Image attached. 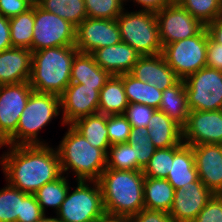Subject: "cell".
I'll use <instances>...</instances> for the list:
<instances>
[{"label":"cell","mask_w":222,"mask_h":222,"mask_svg":"<svg viewBox=\"0 0 222 222\" xmlns=\"http://www.w3.org/2000/svg\"><path fill=\"white\" fill-rule=\"evenodd\" d=\"M209 36L217 43L222 44V15L210 22L207 26Z\"/></svg>","instance_id":"obj_47"},{"label":"cell","mask_w":222,"mask_h":222,"mask_svg":"<svg viewBox=\"0 0 222 222\" xmlns=\"http://www.w3.org/2000/svg\"><path fill=\"white\" fill-rule=\"evenodd\" d=\"M43 215L35 195L22 192L21 216H18L17 222H35Z\"/></svg>","instance_id":"obj_41"},{"label":"cell","mask_w":222,"mask_h":222,"mask_svg":"<svg viewBox=\"0 0 222 222\" xmlns=\"http://www.w3.org/2000/svg\"><path fill=\"white\" fill-rule=\"evenodd\" d=\"M124 2L129 0H123ZM174 0H133V2L137 3L138 6L141 4L143 11H151V12H157L162 10L167 5H170Z\"/></svg>","instance_id":"obj_46"},{"label":"cell","mask_w":222,"mask_h":222,"mask_svg":"<svg viewBox=\"0 0 222 222\" xmlns=\"http://www.w3.org/2000/svg\"><path fill=\"white\" fill-rule=\"evenodd\" d=\"M177 2L205 26L222 15V0H177Z\"/></svg>","instance_id":"obj_32"},{"label":"cell","mask_w":222,"mask_h":222,"mask_svg":"<svg viewBox=\"0 0 222 222\" xmlns=\"http://www.w3.org/2000/svg\"><path fill=\"white\" fill-rule=\"evenodd\" d=\"M33 29L32 52L75 44L76 27L40 6H34Z\"/></svg>","instance_id":"obj_10"},{"label":"cell","mask_w":222,"mask_h":222,"mask_svg":"<svg viewBox=\"0 0 222 222\" xmlns=\"http://www.w3.org/2000/svg\"><path fill=\"white\" fill-rule=\"evenodd\" d=\"M199 179L213 194H222V144L193 145Z\"/></svg>","instance_id":"obj_17"},{"label":"cell","mask_w":222,"mask_h":222,"mask_svg":"<svg viewBox=\"0 0 222 222\" xmlns=\"http://www.w3.org/2000/svg\"><path fill=\"white\" fill-rule=\"evenodd\" d=\"M60 111L59 96L33 90L20 115L16 132L5 142L6 145H48L38 139V133Z\"/></svg>","instance_id":"obj_5"},{"label":"cell","mask_w":222,"mask_h":222,"mask_svg":"<svg viewBox=\"0 0 222 222\" xmlns=\"http://www.w3.org/2000/svg\"><path fill=\"white\" fill-rule=\"evenodd\" d=\"M106 128L110 145L128 142L132 127L124 114L107 115Z\"/></svg>","instance_id":"obj_38"},{"label":"cell","mask_w":222,"mask_h":222,"mask_svg":"<svg viewBox=\"0 0 222 222\" xmlns=\"http://www.w3.org/2000/svg\"><path fill=\"white\" fill-rule=\"evenodd\" d=\"M70 189L56 213L61 222H97L106 216L98 181L77 180L75 190Z\"/></svg>","instance_id":"obj_7"},{"label":"cell","mask_w":222,"mask_h":222,"mask_svg":"<svg viewBox=\"0 0 222 222\" xmlns=\"http://www.w3.org/2000/svg\"><path fill=\"white\" fill-rule=\"evenodd\" d=\"M148 128V135L156 149L170 148L183 143L182 127L158 109L149 120Z\"/></svg>","instance_id":"obj_22"},{"label":"cell","mask_w":222,"mask_h":222,"mask_svg":"<svg viewBox=\"0 0 222 222\" xmlns=\"http://www.w3.org/2000/svg\"><path fill=\"white\" fill-rule=\"evenodd\" d=\"M25 1L28 2L33 7V6H39L42 0H25Z\"/></svg>","instance_id":"obj_50"},{"label":"cell","mask_w":222,"mask_h":222,"mask_svg":"<svg viewBox=\"0 0 222 222\" xmlns=\"http://www.w3.org/2000/svg\"><path fill=\"white\" fill-rule=\"evenodd\" d=\"M208 31L163 46L162 55L180 80L207 66Z\"/></svg>","instance_id":"obj_8"},{"label":"cell","mask_w":222,"mask_h":222,"mask_svg":"<svg viewBox=\"0 0 222 222\" xmlns=\"http://www.w3.org/2000/svg\"><path fill=\"white\" fill-rule=\"evenodd\" d=\"M182 139L190 146L222 144V110L190 111Z\"/></svg>","instance_id":"obj_14"},{"label":"cell","mask_w":222,"mask_h":222,"mask_svg":"<svg viewBox=\"0 0 222 222\" xmlns=\"http://www.w3.org/2000/svg\"><path fill=\"white\" fill-rule=\"evenodd\" d=\"M56 148L62 173L70 169L76 180L97 181L106 169V154L92 146L71 125Z\"/></svg>","instance_id":"obj_4"},{"label":"cell","mask_w":222,"mask_h":222,"mask_svg":"<svg viewBox=\"0 0 222 222\" xmlns=\"http://www.w3.org/2000/svg\"><path fill=\"white\" fill-rule=\"evenodd\" d=\"M129 222H173L169 213L164 211L142 209L128 219Z\"/></svg>","instance_id":"obj_43"},{"label":"cell","mask_w":222,"mask_h":222,"mask_svg":"<svg viewBox=\"0 0 222 222\" xmlns=\"http://www.w3.org/2000/svg\"><path fill=\"white\" fill-rule=\"evenodd\" d=\"M75 46L45 48L32 52L29 84L34 91L61 96L70 84Z\"/></svg>","instance_id":"obj_3"},{"label":"cell","mask_w":222,"mask_h":222,"mask_svg":"<svg viewBox=\"0 0 222 222\" xmlns=\"http://www.w3.org/2000/svg\"><path fill=\"white\" fill-rule=\"evenodd\" d=\"M142 171L106 168L97 180L106 216L129 219L144 209Z\"/></svg>","instance_id":"obj_2"},{"label":"cell","mask_w":222,"mask_h":222,"mask_svg":"<svg viewBox=\"0 0 222 222\" xmlns=\"http://www.w3.org/2000/svg\"><path fill=\"white\" fill-rule=\"evenodd\" d=\"M193 222H222V194H213Z\"/></svg>","instance_id":"obj_40"},{"label":"cell","mask_w":222,"mask_h":222,"mask_svg":"<svg viewBox=\"0 0 222 222\" xmlns=\"http://www.w3.org/2000/svg\"><path fill=\"white\" fill-rule=\"evenodd\" d=\"M192 146L182 143L173 147V163L166 180L174 187L181 188L198 179Z\"/></svg>","instance_id":"obj_23"},{"label":"cell","mask_w":222,"mask_h":222,"mask_svg":"<svg viewBox=\"0 0 222 222\" xmlns=\"http://www.w3.org/2000/svg\"><path fill=\"white\" fill-rule=\"evenodd\" d=\"M173 163V147L156 149L142 170L145 177L166 179Z\"/></svg>","instance_id":"obj_36"},{"label":"cell","mask_w":222,"mask_h":222,"mask_svg":"<svg viewBox=\"0 0 222 222\" xmlns=\"http://www.w3.org/2000/svg\"><path fill=\"white\" fill-rule=\"evenodd\" d=\"M207 67L222 71V44L215 42L208 34Z\"/></svg>","instance_id":"obj_44"},{"label":"cell","mask_w":222,"mask_h":222,"mask_svg":"<svg viewBox=\"0 0 222 222\" xmlns=\"http://www.w3.org/2000/svg\"><path fill=\"white\" fill-rule=\"evenodd\" d=\"M87 18L117 19L125 8L123 0H84Z\"/></svg>","instance_id":"obj_37"},{"label":"cell","mask_w":222,"mask_h":222,"mask_svg":"<svg viewBox=\"0 0 222 222\" xmlns=\"http://www.w3.org/2000/svg\"><path fill=\"white\" fill-rule=\"evenodd\" d=\"M12 48L9 18L0 14V52Z\"/></svg>","instance_id":"obj_45"},{"label":"cell","mask_w":222,"mask_h":222,"mask_svg":"<svg viewBox=\"0 0 222 222\" xmlns=\"http://www.w3.org/2000/svg\"><path fill=\"white\" fill-rule=\"evenodd\" d=\"M32 91L29 82L0 85V138L4 142L16 132Z\"/></svg>","instance_id":"obj_13"},{"label":"cell","mask_w":222,"mask_h":222,"mask_svg":"<svg viewBox=\"0 0 222 222\" xmlns=\"http://www.w3.org/2000/svg\"><path fill=\"white\" fill-rule=\"evenodd\" d=\"M21 209L22 191L7 183L0 190V222H17Z\"/></svg>","instance_id":"obj_35"},{"label":"cell","mask_w":222,"mask_h":222,"mask_svg":"<svg viewBox=\"0 0 222 222\" xmlns=\"http://www.w3.org/2000/svg\"><path fill=\"white\" fill-rule=\"evenodd\" d=\"M66 178H68V176L64 177V174H62L59 178L46 183L34 193L44 214L46 210L45 207L54 208L56 213L60 209L70 187L69 180Z\"/></svg>","instance_id":"obj_31"},{"label":"cell","mask_w":222,"mask_h":222,"mask_svg":"<svg viewBox=\"0 0 222 222\" xmlns=\"http://www.w3.org/2000/svg\"><path fill=\"white\" fill-rule=\"evenodd\" d=\"M155 110V108L144 104L129 103L124 115L127 117L131 127L148 128L149 120Z\"/></svg>","instance_id":"obj_39"},{"label":"cell","mask_w":222,"mask_h":222,"mask_svg":"<svg viewBox=\"0 0 222 222\" xmlns=\"http://www.w3.org/2000/svg\"><path fill=\"white\" fill-rule=\"evenodd\" d=\"M174 192V187L166 179L145 177L144 208L169 213L174 202Z\"/></svg>","instance_id":"obj_25"},{"label":"cell","mask_w":222,"mask_h":222,"mask_svg":"<svg viewBox=\"0 0 222 222\" xmlns=\"http://www.w3.org/2000/svg\"><path fill=\"white\" fill-rule=\"evenodd\" d=\"M124 11L116 19L122 42L129 44L141 56L162 53L155 12Z\"/></svg>","instance_id":"obj_6"},{"label":"cell","mask_w":222,"mask_h":222,"mask_svg":"<svg viewBox=\"0 0 222 222\" xmlns=\"http://www.w3.org/2000/svg\"><path fill=\"white\" fill-rule=\"evenodd\" d=\"M106 168L138 171L137 158H134V148L128 142L110 145L106 155Z\"/></svg>","instance_id":"obj_34"},{"label":"cell","mask_w":222,"mask_h":222,"mask_svg":"<svg viewBox=\"0 0 222 222\" xmlns=\"http://www.w3.org/2000/svg\"><path fill=\"white\" fill-rule=\"evenodd\" d=\"M112 75L103 70L89 53L78 52L72 62L70 83L85 84L100 90Z\"/></svg>","instance_id":"obj_21"},{"label":"cell","mask_w":222,"mask_h":222,"mask_svg":"<svg viewBox=\"0 0 222 222\" xmlns=\"http://www.w3.org/2000/svg\"><path fill=\"white\" fill-rule=\"evenodd\" d=\"M184 82L190 111L222 110V71L206 66Z\"/></svg>","instance_id":"obj_9"},{"label":"cell","mask_w":222,"mask_h":222,"mask_svg":"<svg viewBox=\"0 0 222 222\" xmlns=\"http://www.w3.org/2000/svg\"><path fill=\"white\" fill-rule=\"evenodd\" d=\"M97 222H129V221L126 218L105 216L104 218L98 220Z\"/></svg>","instance_id":"obj_48"},{"label":"cell","mask_w":222,"mask_h":222,"mask_svg":"<svg viewBox=\"0 0 222 222\" xmlns=\"http://www.w3.org/2000/svg\"><path fill=\"white\" fill-rule=\"evenodd\" d=\"M99 93L95 87L70 83L60 96L62 124L70 125L81 117L98 113Z\"/></svg>","instance_id":"obj_15"},{"label":"cell","mask_w":222,"mask_h":222,"mask_svg":"<svg viewBox=\"0 0 222 222\" xmlns=\"http://www.w3.org/2000/svg\"><path fill=\"white\" fill-rule=\"evenodd\" d=\"M212 196L213 193L198 178L175 189L169 215L173 222H193Z\"/></svg>","instance_id":"obj_16"},{"label":"cell","mask_w":222,"mask_h":222,"mask_svg":"<svg viewBox=\"0 0 222 222\" xmlns=\"http://www.w3.org/2000/svg\"><path fill=\"white\" fill-rule=\"evenodd\" d=\"M46 214H44L40 219L36 220L35 222H61L57 216L56 217H47L45 216Z\"/></svg>","instance_id":"obj_49"},{"label":"cell","mask_w":222,"mask_h":222,"mask_svg":"<svg viewBox=\"0 0 222 222\" xmlns=\"http://www.w3.org/2000/svg\"><path fill=\"white\" fill-rule=\"evenodd\" d=\"M92 55L96 63L111 75L130 73L134 64L141 56L125 42L95 50Z\"/></svg>","instance_id":"obj_20"},{"label":"cell","mask_w":222,"mask_h":222,"mask_svg":"<svg viewBox=\"0 0 222 222\" xmlns=\"http://www.w3.org/2000/svg\"><path fill=\"white\" fill-rule=\"evenodd\" d=\"M158 110L165 113L181 127L186 124L190 109L184 80H179L175 85L162 91V100Z\"/></svg>","instance_id":"obj_26"},{"label":"cell","mask_w":222,"mask_h":222,"mask_svg":"<svg viewBox=\"0 0 222 222\" xmlns=\"http://www.w3.org/2000/svg\"><path fill=\"white\" fill-rule=\"evenodd\" d=\"M7 146L0 165L8 184L20 191L34 194L63 174L57 149L48 145Z\"/></svg>","instance_id":"obj_1"},{"label":"cell","mask_w":222,"mask_h":222,"mask_svg":"<svg viewBox=\"0 0 222 222\" xmlns=\"http://www.w3.org/2000/svg\"><path fill=\"white\" fill-rule=\"evenodd\" d=\"M123 80L125 94L129 103H140L158 109L162 91L155 85L142 82L130 73L118 75Z\"/></svg>","instance_id":"obj_28"},{"label":"cell","mask_w":222,"mask_h":222,"mask_svg":"<svg viewBox=\"0 0 222 222\" xmlns=\"http://www.w3.org/2000/svg\"><path fill=\"white\" fill-rule=\"evenodd\" d=\"M130 74L142 82L155 85L161 91L175 85L180 80L168 66L162 53L140 56Z\"/></svg>","instance_id":"obj_18"},{"label":"cell","mask_w":222,"mask_h":222,"mask_svg":"<svg viewBox=\"0 0 222 222\" xmlns=\"http://www.w3.org/2000/svg\"><path fill=\"white\" fill-rule=\"evenodd\" d=\"M128 104L123 80L117 75H112L100 90L98 113L104 115L124 114Z\"/></svg>","instance_id":"obj_27"},{"label":"cell","mask_w":222,"mask_h":222,"mask_svg":"<svg viewBox=\"0 0 222 222\" xmlns=\"http://www.w3.org/2000/svg\"><path fill=\"white\" fill-rule=\"evenodd\" d=\"M121 41L116 19L86 18L76 27L74 46L79 52L92 54Z\"/></svg>","instance_id":"obj_12"},{"label":"cell","mask_w":222,"mask_h":222,"mask_svg":"<svg viewBox=\"0 0 222 222\" xmlns=\"http://www.w3.org/2000/svg\"><path fill=\"white\" fill-rule=\"evenodd\" d=\"M94 147L100 148L106 155L110 147L108 138L107 115L96 113L75 120L70 124Z\"/></svg>","instance_id":"obj_24"},{"label":"cell","mask_w":222,"mask_h":222,"mask_svg":"<svg viewBox=\"0 0 222 222\" xmlns=\"http://www.w3.org/2000/svg\"><path fill=\"white\" fill-rule=\"evenodd\" d=\"M149 128L132 127L128 143L134 148V158H137L138 171H142L148 164L156 150L148 135Z\"/></svg>","instance_id":"obj_33"},{"label":"cell","mask_w":222,"mask_h":222,"mask_svg":"<svg viewBox=\"0 0 222 222\" xmlns=\"http://www.w3.org/2000/svg\"><path fill=\"white\" fill-rule=\"evenodd\" d=\"M39 6L69 21L75 27L87 18L84 0H42Z\"/></svg>","instance_id":"obj_30"},{"label":"cell","mask_w":222,"mask_h":222,"mask_svg":"<svg viewBox=\"0 0 222 222\" xmlns=\"http://www.w3.org/2000/svg\"><path fill=\"white\" fill-rule=\"evenodd\" d=\"M9 25L12 47L27 48L32 51L34 6L10 18Z\"/></svg>","instance_id":"obj_29"},{"label":"cell","mask_w":222,"mask_h":222,"mask_svg":"<svg viewBox=\"0 0 222 222\" xmlns=\"http://www.w3.org/2000/svg\"><path fill=\"white\" fill-rule=\"evenodd\" d=\"M32 51L12 47L0 52V85L29 82Z\"/></svg>","instance_id":"obj_19"},{"label":"cell","mask_w":222,"mask_h":222,"mask_svg":"<svg viewBox=\"0 0 222 222\" xmlns=\"http://www.w3.org/2000/svg\"><path fill=\"white\" fill-rule=\"evenodd\" d=\"M162 46L198 35L206 26L177 1L155 13Z\"/></svg>","instance_id":"obj_11"},{"label":"cell","mask_w":222,"mask_h":222,"mask_svg":"<svg viewBox=\"0 0 222 222\" xmlns=\"http://www.w3.org/2000/svg\"><path fill=\"white\" fill-rule=\"evenodd\" d=\"M6 145V143L0 138V148L3 146H5Z\"/></svg>","instance_id":"obj_51"},{"label":"cell","mask_w":222,"mask_h":222,"mask_svg":"<svg viewBox=\"0 0 222 222\" xmlns=\"http://www.w3.org/2000/svg\"><path fill=\"white\" fill-rule=\"evenodd\" d=\"M31 7L25 0H0V14L9 19L26 12Z\"/></svg>","instance_id":"obj_42"}]
</instances>
